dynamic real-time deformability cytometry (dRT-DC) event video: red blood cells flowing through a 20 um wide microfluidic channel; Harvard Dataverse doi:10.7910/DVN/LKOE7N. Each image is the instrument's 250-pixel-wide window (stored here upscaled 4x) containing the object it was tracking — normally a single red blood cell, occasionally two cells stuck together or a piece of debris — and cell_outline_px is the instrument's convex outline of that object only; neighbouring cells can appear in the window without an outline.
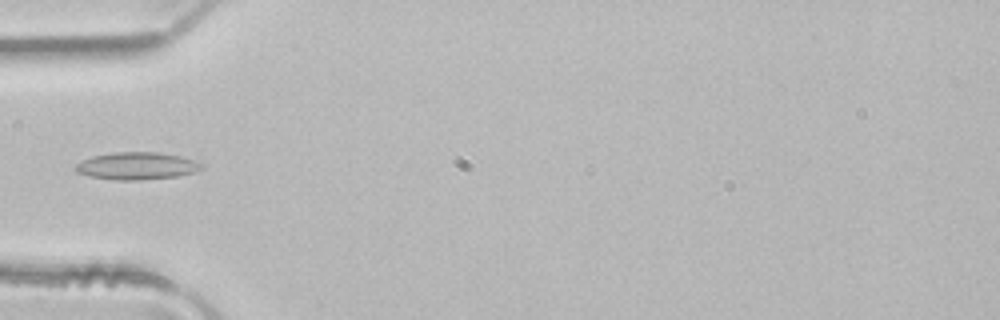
{"species": "common noctule bat (a hibernating species)", "species_latin": "Nyctalus noctula", "temperature_condition": "room temperature", "stored_images_in_passage": 4, "camera_frame_rate_fps": 3000, "um_per_image_px": 0.085, "animal": {"sex": "male", "body_mass_g": 21.5, "forearm_length_mm": 52.0}, "frame": {"image": 1, "passage_image": 4, "time_ms": 1.0, "image_size_px": [1000, 320], "cell_outline_px": [[204, 168], [192, 172], [176, 176], [140, 180], [112, 180], [92, 176], [76, 172], [76, 164], [92, 156], [116, 152], [160, 152], [180, 156], [192, 160], [200, 164]], "centroid_in_image_um": [11.61, 14.1], "position_along_channel_um": 73.4, "area_um2": 19.77}}